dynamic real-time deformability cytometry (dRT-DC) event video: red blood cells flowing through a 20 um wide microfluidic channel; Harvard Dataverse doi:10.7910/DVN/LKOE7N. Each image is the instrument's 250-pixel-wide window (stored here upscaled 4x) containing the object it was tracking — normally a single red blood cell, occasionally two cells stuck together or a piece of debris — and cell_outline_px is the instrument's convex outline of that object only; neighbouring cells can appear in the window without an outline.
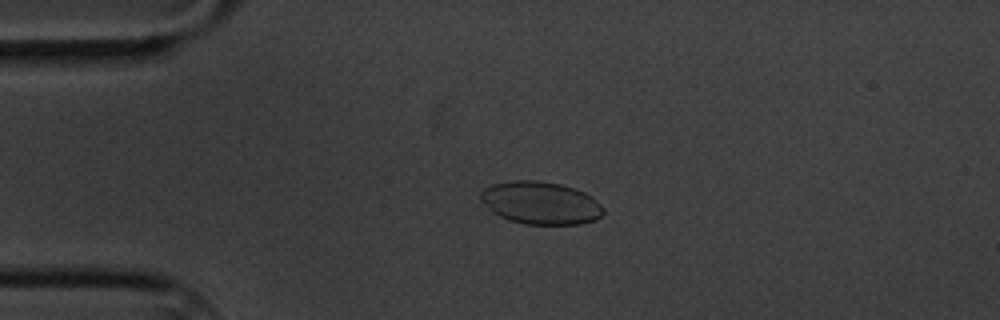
{"species": "common noctule bat (a hibernating species)", "species_latin": "Nyctalus noctula", "temperature_condition": "cold", "stored_images_in_passage": 5, "camera_frame_rate_fps": 3000, "um_per_image_px": 0.085, "animal": {"sex": "male", "body_mass_g": 20.1, "forearm_length_mm": 53.5}, "frame": {"image": 1, "passage_image": 4, "time_ms": 3.667, "image_size_px": [1000, 320], "cell_outline_px": [[604, 212], [596, 220], [580, 224], [528, 224], [508, 220], [492, 212], [480, 200], [480, 192], [484, 188], [492, 184], [516, 180], [536, 180], [560, 184], [584, 192], [592, 196], [604, 208]], "centroid_in_image_um": [45.95, 17.25], "position_along_channel_um": 39.1, "area_um2": 30.52}}